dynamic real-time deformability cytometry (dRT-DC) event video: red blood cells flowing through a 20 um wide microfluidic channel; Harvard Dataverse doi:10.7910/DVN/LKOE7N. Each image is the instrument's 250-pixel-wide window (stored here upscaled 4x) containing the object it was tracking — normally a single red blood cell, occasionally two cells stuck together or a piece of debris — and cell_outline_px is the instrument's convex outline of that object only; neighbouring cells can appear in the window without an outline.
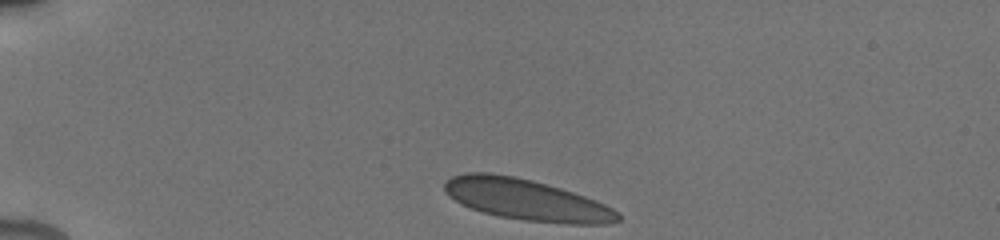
{"species": "human", "species_latin": "Homo sapiens", "temperature_condition": "cold", "stored_images_in_passage": 41, "camera_frame_rate_fps": 3000, "um_per_image_px": 0.085, "donor": {"sex": "male"}, "frame": {"image": 1, "passage_image": 1, "time_ms": 0.0, "image_size_px": [1000, 240], "cell_outline_px": [[620, 220], [608, 224], [568, 224], [524, 220], [500, 216], [484, 212], [460, 204], [444, 192], [444, 180], [452, 176], [464, 172], [492, 172], [532, 180], [560, 188], [596, 200], [612, 208], [620, 216]], "centroid_in_image_um": [44.7, 16.97], "position_along_channel_um": 40.3, "area_um2": 41.5}}
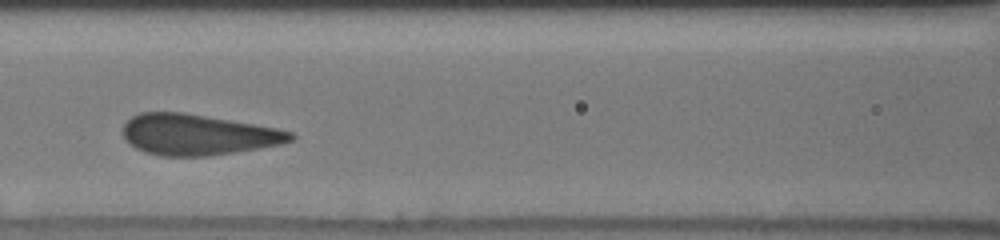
{"frame": {"image": 2, "passage_image": 14, "time_ms": 4.333, "image_size_px": [1000, 240], "cell_outline_px": [[296, 136], [292, 140], [280, 144], [208, 156], [160, 156], [144, 152], [128, 144], [124, 140], [124, 124], [132, 116], [140, 112], [184, 112], [276, 128], [292, 132]], "centroid_in_image_um": [16.75, 11.44], "position_along_channel_um": 149.8, "area_um2": 39.65}}
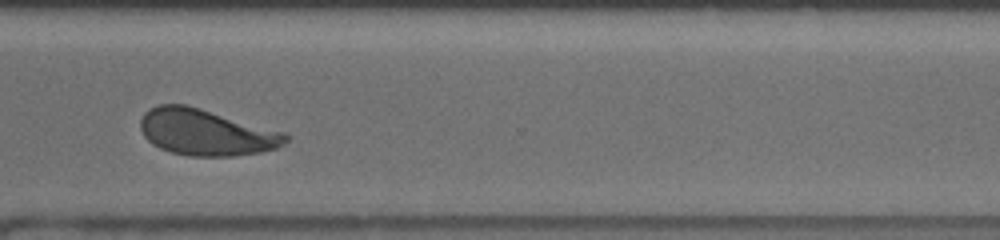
{"frame": {"image": 3, "passage_image": 30, "time_ms": 9.667, "image_size_px": [1000, 240], "cell_outline_px": [[288, 140], [284, 144], [276, 148], [260, 152], [232, 156], [188, 156], [172, 152], [160, 148], [152, 144], [144, 136], [140, 128], [140, 120], [144, 112], [148, 108], [160, 104], [184, 104], [200, 108], [284, 132], [288, 136]], "centroid_in_image_um": [17.48, 11.24], "position_along_channel_um": 353.1, "area_um2": 39.07}, "authors_computed_cell_mechanics": {"area_um2": 39.593, "velocity_mm_per_s": 3.8139, "shape_relaxation_time_tau1_ms": 5.5615, "shape_relaxation_time_tau2_ms": null, "deformation_change_tau1": 0.1294, "deformation_change_tau2": null}}